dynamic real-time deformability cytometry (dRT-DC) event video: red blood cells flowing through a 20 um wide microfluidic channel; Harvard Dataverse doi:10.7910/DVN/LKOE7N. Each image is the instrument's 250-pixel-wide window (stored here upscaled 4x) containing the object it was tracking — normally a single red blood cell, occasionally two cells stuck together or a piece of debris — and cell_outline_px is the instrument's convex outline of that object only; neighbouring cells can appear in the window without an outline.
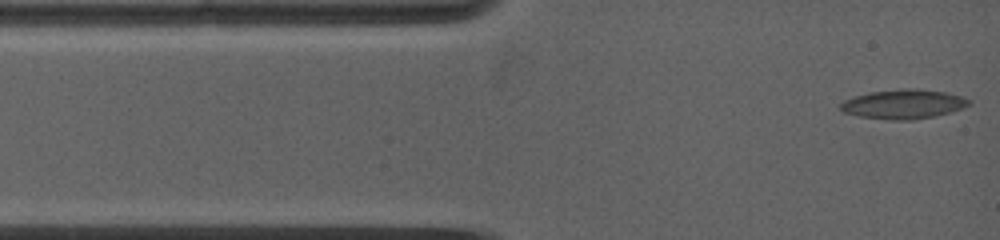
{"species": "common noctule bat (a hibernating species)", "species_latin": "Nyctalus noctula", "temperature_condition": "warm", "stored_images_in_passage": 87, "camera_frame_rate_fps": 5000, "um_per_image_px": 0.085, "animal": {"sex": "female", "body_mass_g": 19.0, "forearm_length_mm": 53.3}, "frame": {"image": 1, "passage_image": 1, "time_ms": 0.0, "image_size_px": [1000, 240], "cell_outline_px": [[972, 104], [948, 112], [932, 116], [912, 120], [888, 120], [860, 116], [844, 112], [840, 108], [840, 104], [844, 100], [868, 92], [900, 88], [916, 88], [944, 92], [964, 96], [972, 100]], "centroid_in_image_um": [76.81, 8.83], "position_along_channel_um": 8.2, "area_um2": 21.96}}
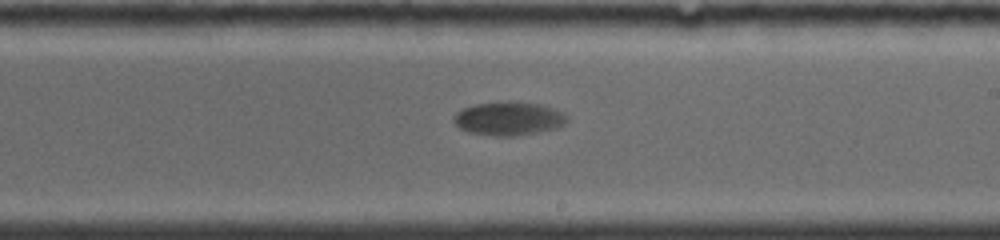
{"frame": {"image": 2, "passage_image": 34, "time_ms": 7.6, "image_size_px": [1000, 240], "cell_outline_px": [[568, 120], [564, 124], [556, 128], [516, 136], [496, 136], [468, 132], [460, 128], [452, 120], [456, 112], [464, 108], [476, 104], [508, 100], [540, 104], [552, 108], [560, 112]], "centroid_in_image_um": [43.19, 10.07], "position_along_channel_um": 245.8, "area_um2": 22.08}}
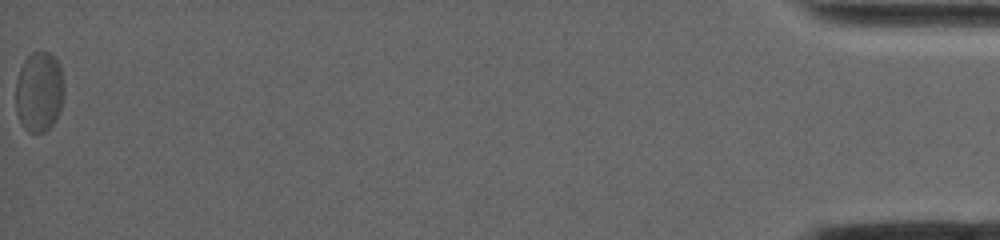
{"frame": {"image": 3, "passage_image": 87, "time_ms": 17.2, "image_size_px": [1000, 240], "cell_outline_px": [[64, 92], [60, 112], [56, 120], [44, 132], [36, 136], [28, 132], [20, 124], [16, 112], [16, 80], [20, 68], [24, 60], [32, 52], [48, 52], [56, 60], [60, 68], [64, 80]], "centroid_in_image_um": [3.32, 7.86], "position_along_channel_um": 431.9, "area_um2": 23.06}}